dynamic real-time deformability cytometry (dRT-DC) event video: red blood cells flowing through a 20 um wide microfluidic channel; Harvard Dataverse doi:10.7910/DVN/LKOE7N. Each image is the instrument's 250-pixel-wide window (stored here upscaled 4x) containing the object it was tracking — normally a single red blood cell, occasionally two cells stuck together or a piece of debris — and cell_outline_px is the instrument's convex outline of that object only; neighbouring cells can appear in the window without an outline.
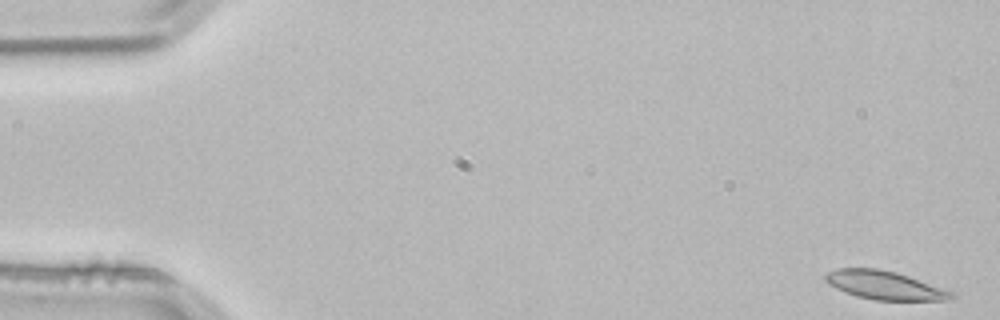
{"species": "common noctule bat (a hibernating species)", "species_latin": "Nyctalus noctula", "temperature_condition": "room temperature", "stored_images_in_passage": 53, "camera_frame_rate_fps": 3000, "um_per_image_px": 0.085, "animal": {"sex": "male", "body_mass_g": 21.5, "forearm_length_mm": 52.0}, "frame": {"image": 1, "passage_image": 1, "time_ms": 0.0, "image_size_px": [1000, 320], "cell_outline_px": [[956, 296], [944, 300], [876, 300], [856, 296], [844, 292], [828, 284], [824, 280], [824, 276], [828, 272], [836, 268], [876, 268], [896, 272], [908, 276], [952, 292]], "centroid_in_image_um": [75.11, 24.24], "position_along_channel_um": 9.9, "area_um2": 20.69}}
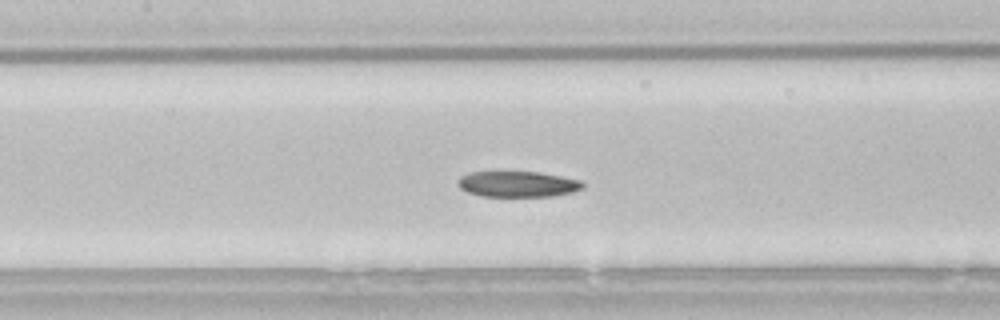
{"frame": {"image": 2, "passage_image": 24, "time_ms": 7.667, "image_size_px": [1000, 320], "cell_outline_px": [[584, 188], [572, 192], [556, 196], [480, 196], [468, 192], [460, 188], [456, 184], [456, 180], [460, 176], [472, 172], [540, 172], [580, 180], [584, 184]], "centroid_in_image_um": [43.99, 15.65], "position_along_channel_um": 163.4, "area_um2": 18.84}}
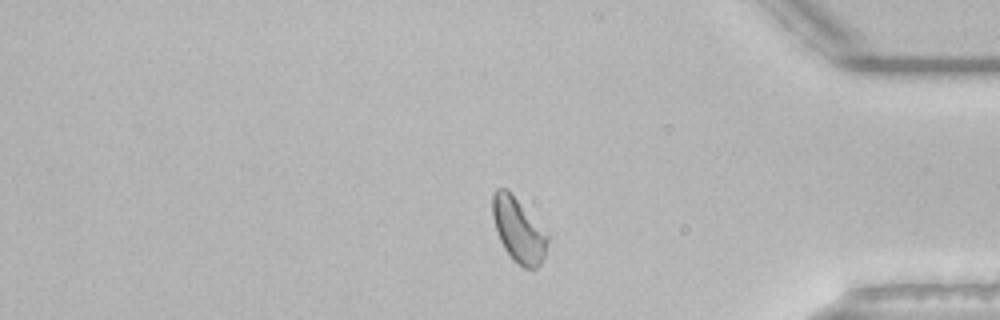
{"frame": {"image": 3, "passage_image": 44, "time_ms": 14.333, "image_size_px": [1000, 320], "cell_outline_px": [[548, 240], [544, 256], [540, 264], [536, 268], [524, 268], [512, 260], [504, 248], [500, 240], [492, 216], [492, 196], [496, 188], [504, 188], [516, 200], [548, 236]], "centroid_in_image_um": [44.03, 19.61], "position_along_channel_um": 391.2, "area_um2": 19.77}, "authors_computed_cell_mechanics": {"area_um2": 20.6346, "velocity_mm_per_s": 3.7931, "shape_relaxation_time_tau1_ms": 4.6612, "shape_relaxation_time_tau2_ms": null, "deformation_change_tau1": 0.11, "deformation_change_tau2": null}}